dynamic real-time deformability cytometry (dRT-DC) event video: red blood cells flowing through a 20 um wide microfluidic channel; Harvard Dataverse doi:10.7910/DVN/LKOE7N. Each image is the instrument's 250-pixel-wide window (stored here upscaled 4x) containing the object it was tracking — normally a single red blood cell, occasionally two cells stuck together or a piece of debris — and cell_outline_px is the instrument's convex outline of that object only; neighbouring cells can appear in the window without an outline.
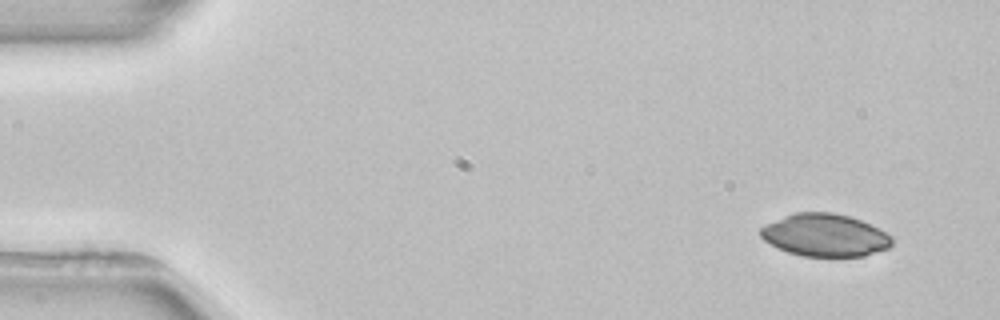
{"species": "common noctule bat (a hibernating species)", "species_latin": "Nyctalus noctula", "temperature_condition": "room temperature", "stored_images_in_passage": 3, "camera_frame_rate_fps": 3000, "um_per_image_px": 0.085, "animal": {"sex": "female", "body_mass_g": 22.7, "forearm_length_mm": 54.2}, "frame": {"image": 1, "passage_image": 1, "time_ms": 0.0, "image_size_px": [1000, 320], "cell_outline_px": [[892, 244], [888, 248], [864, 256], [804, 256], [788, 252], [764, 240], [760, 236], [760, 228], [764, 224], [784, 216], [796, 212], [832, 212], [848, 216], [860, 220], [880, 228], [892, 236]], "centroid_in_image_um": [70.13, 19.98], "position_along_channel_um": 14.9, "area_um2": 32.54}}